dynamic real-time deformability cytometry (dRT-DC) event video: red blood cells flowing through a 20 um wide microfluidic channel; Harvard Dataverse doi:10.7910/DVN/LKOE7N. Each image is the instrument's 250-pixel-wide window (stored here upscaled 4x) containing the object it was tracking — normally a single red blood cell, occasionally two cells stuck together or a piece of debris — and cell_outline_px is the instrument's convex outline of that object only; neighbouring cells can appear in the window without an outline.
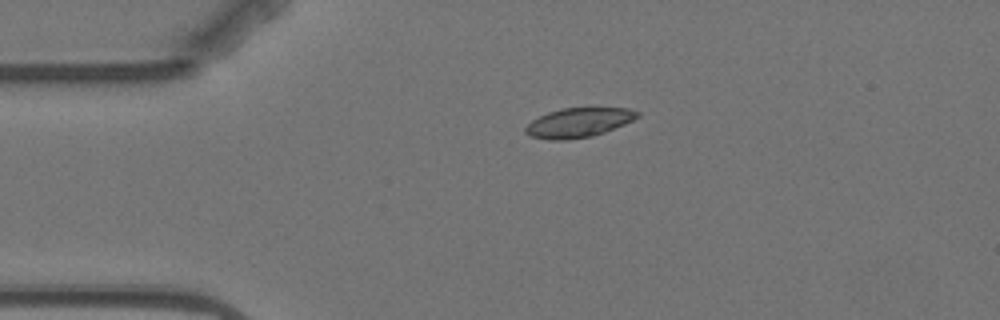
{"species": "Egyptian fruit bat (a non-hibernating species)", "species_latin": "Rousettus aegyptiacus", "temperature_condition": "warm", "stored_images_in_passage": 6, "segment_of_instrument_passage": [2, 2], "camera_frame_rate_fps": 3000, "um_per_image_px": 0.085, "animal": {"sex": "female"}, "frame": {"image": 1, "passage_image": 6, "time_ms": 7.0, "image_size_px": [1000, 320], "cell_outline_px": [[640, 116], [624, 124], [604, 132], [592, 136], [568, 140], [548, 140], [532, 136], [524, 132], [524, 128], [532, 120], [548, 112], [560, 108], [588, 104], [628, 108], [640, 112]], "centroid_in_image_um": [49.22, 10.35], "position_along_channel_um": 35.8, "area_um2": 20.11}}